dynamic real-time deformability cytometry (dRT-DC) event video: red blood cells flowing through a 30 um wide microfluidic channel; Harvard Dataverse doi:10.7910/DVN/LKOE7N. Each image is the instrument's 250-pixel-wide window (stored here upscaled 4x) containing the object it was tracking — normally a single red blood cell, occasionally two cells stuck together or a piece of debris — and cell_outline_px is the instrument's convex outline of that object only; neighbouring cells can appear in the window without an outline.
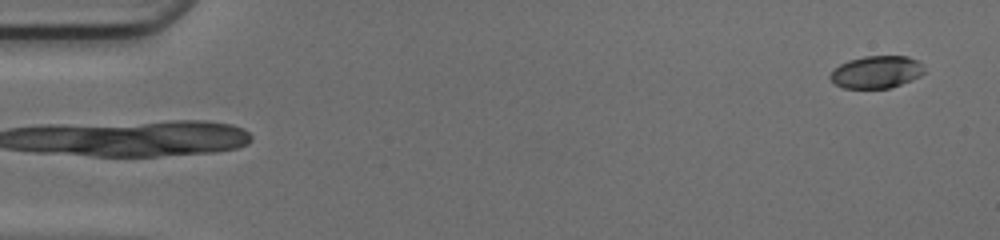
{"species": "common noctule bat (a hibernating species)", "species_latin": "Nyctalus noctula", "temperature_condition": "cold", "stored_images_in_passage": 48, "camera_frame_rate_fps": 3000, "um_per_image_px": 0.085, "animal": {"sex": "female", "body_mass_g": 17.0, "forearm_length_mm": 48.0}, "frame": {"image": 1, "passage_image": 1, "time_ms": 0.0, "image_size_px": [1000, 240], "cell_outline_px": [[924, 72], [920, 76], [912, 80], [888, 88], [844, 88], [836, 84], [828, 76], [840, 64], [848, 60], [864, 56], [908, 56], [916, 60], [924, 68]], "centroid_in_image_um": [74.49, 6.12], "position_along_channel_um": 10.5, "area_um2": 17.57}}
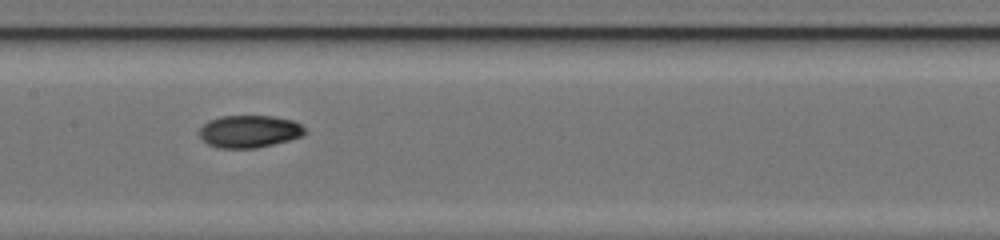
{"frame": {"image": 2, "passage_image": 24, "time_ms": 7.667, "image_size_px": [1000, 240], "cell_outline_px": [[308, 132], [304, 136], [256, 148], [220, 148], [208, 144], [200, 136], [200, 128], [208, 120], [220, 116], [272, 116], [292, 120], [300, 124]], "centroid_in_image_um": [21.21, 11.16], "position_along_channel_um": 186.2, "area_um2": 19.88}}
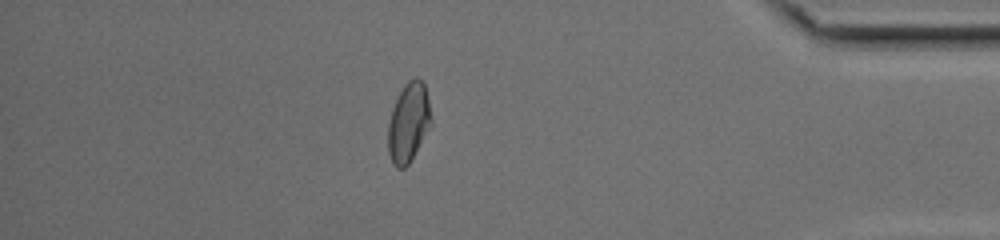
{"frame": {"image": 3, "passage_image": 42, "time_ms": 13.667, "image_size_px": [1000, 240], "cell_outline_px": [[432, 124], [408, 164], [404, 168], [396, 168], [392, 164], [388, 152], [388, 124], [392, 108], [404, 84], [408, 80], [416, 76], [424, 84], [428, 100], [432, 120]], "centroid_in_image_um": [34.71, 10.42], "position_along_channel_um": 400.5, "area_um2": 19.83}, "authors_computed_cell_mechanics": {"area_um2": 19.4786, "velocity_mm_per_s": 4.2088, "shape_relaxation_time_tau1_ms": 5.1969, "shape_relaxation_time_tau2_ms": 2.7171, "deformation_change_tau1": 0.1734, "deformation_change_tau2": 0.039}}